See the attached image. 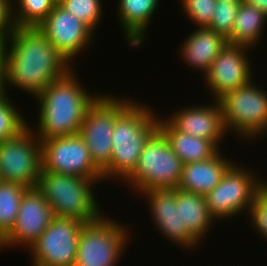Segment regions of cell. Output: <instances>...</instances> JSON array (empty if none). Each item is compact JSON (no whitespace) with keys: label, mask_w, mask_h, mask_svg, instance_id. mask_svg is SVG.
<instances>
[{"label":"cell","mask_w":267,"mask_h":266,"mask_svg":"<svg viewBox=\"0 0 267 266\" xmlns=\"http://www.w3.org/2000/svg\"><path fill=\"white\" fill-rule=\"evenodd\" d=\"M159 2L160 0H119L115 14L128 46L136 49L144 43L147 28L156 15Z\"/></svg>","instance_id":"obj_20"},{"label":"cell","mask_w":267,"mask_h":266,"mask_svg":"<svg viewBox=\"0 0 267 266\" xmlns=\"http://www.w3.org/2000/svg\"><path fill=\"white\" fill-rule=\"evenodd\" d=\"M72 68L38 27H16L7 38L4 92L11 87L35 97Z\"/></svg>","instance_id":"obj_1"},{"label":"cell","mask_w":267,"mask_h":266,"mask_svg":"<svg viewBox=\"0 0 267 266\" xmlns=\"http://www.w3.org/2000/svg\"><path fill=\"white\" fill-rule=\"evenodd\" d=\"M9 96L6 92L0 93V142L17 136L31 125Z\"/></svg>","instance_id":"obj_26"},{"label":"cell","mask_w":267,"mask_h":266,"mask_svg":"<svg viewBox=\"0 0 267 266\" xmlns=\"http://www.w3.org/2000/svg\"><path fill=\"white\" fill-rule=\"evenodd\" d=\"M140 196L145 197L148 204L145 208L150 210L154 227L165 239L184 250L188 249L187 252L201 246L182 225L180 189H153Z\"/></svg>","instance_id":"obj_13"},{"label":"cell","mask_w":267,"mask_h":266,"mask_svg":"<svg viewBox=\"0 0 267 266\" xmlns=\"http://www.w3.org/2000/svg\"><path fill=\"white\" fill-rule=\"evenodd\" d=\"M255 173L252 167L249 170L248 166L235 161L220 183L205 195L208 210L215 220H229L248 212L255 194L266 183V179H259Z\"/></svg>","instance_id":"obj_9"},{"label":"cell","mask_w":267,"mask_h":266,"mask_svg":"<svg viewBox=\"0 0 267 266\" xmlns=\"http://www.w3.org/2000/svg\"><path fill=\"white\" fill-rule=\"evenodd\" d=\"M234 163V161L226 158L220 149L208 160L184 164L182 177L177 188L205 196L220 183L224 174Z\"/></svg>","instance_id":"obj_19"},{"label":"cell","mask_w":267,"mask_h":266,"mask_svg":"<svg viewBox=\"0 0 267 266\" xmlns=\"http://www.w3.org/2000/svg\"><path fill=\"white\" fill-rule=\"evenodd\" d=\"M54 217L50 204L41 192L36 187L28 188L21 199L13 228L4 238L6 249H17V246L28 249L48 228Z\"/></svg>","instance_id":"obj_16"},{"label":"cell","mask_w":267,"mask_h":266,"mask_svg":"<svg viewBox=\"0 0 267 266\" xmlns=\"http://www.w3.org/2000/svg\"><path fill=\"white\" fill-rule=\"evenodd\" d=\"M243 2L255 6L267 15V0H243Z\"/></svg>","instance_id":"obj_33"},{"label":"cell","mask_w":267,"mask_h":266,"mask_svg":"<svg viewBox=\"0 0 267 266\" xmlns=\"http://www.w3.org/2000/svg\"><path fill=\"white\" fill-rule=\"evenodd\" d=\"M13 0H0V37L8 38L16 28L13 20Z\"/></svg>","instance_id":"obj_31"},{"label":"cell","mask_w":267,"mask_h":266,"mask_svg":"<svg viewBox=\"0 0 267 266\" xmlns=\"http://www.w3.org/2000/svg\"><path fill=\"white\" fill-rule=\"evenodd\" d=\"M266 21L267 15L264 12L255 6L240 2L231 36L227 39L228 43L252 48V51L264 35Z\"/></svg>","instance_id":"obj_22"},{"label":"cell","mask_w":267,"mask_h":266,"mask_svg":"<svg viewBox=\"0 0 267 266\" xmlns=\"http://www.w3.org/2000/svg\"><path fill=\"white\" fill-rule=\"evenodd\" d=\"M119 222L103 214L85 223L79 232L74 266H117L131 241L130 230Z\"/></svg>","instance_id":"obj_7"},{"label":"cell","mask_w":267,"mask_h":266,"mask_svg":"<svg viewBox=\"0 0 267 266\" xmlns=\"http://www.w3.org/2000/svg\"><path fill=\"white\" fill-rule=\"evenodd\" d=\"M74 68L34 97L38 103V120L36 128L31 125V129L40 141L79 134L89 107L101 95L99 92L90 94Z\"/></svg>","instance_id":"obj_2"},{"label":"cell","mask_w":267,"mask_h":266,"mask_svg":"<svg viewBox=\"0 0 267 266\" xmlns=\"http://www.w3.org/2000/svg\"><path fill=\"white\" fill-rule=\"evenodd\" d=\"M120 98L110 93L101 94L89 107L79 130V135L88 147L91 160L102 172L104 181L109 180L116 117L133 101L130 97Z\"/></svg>","instance_id":"obj_8"},{"label":"cell","mask_w":267,"mask_h":266,"mask_svg":"<svg viewBox=\"0 0 267 266\" xmlns=\"http://www.w3.org/2000/svg\"><path fill=\"white\" fill-rule=\"evenodd\" d=\"M239 4V1L217 0L213 19L208 28L228 39L235 24Z\"/></svg>","instance_id":"obj_28"},{"label":"cell","mask_w":267,"mask_h":266,"mask_svg":"<svg viewBox=\"0 0 267 266\" xmlns=\"http://www.w3.org/2000/svg\"><path fill=\"white\" fill-rule=\"evenodd\" d=\"M222 1H239V2H242L243 0H222Z\"/></svg>","instance_id":"obj_35"},{"label":"cell","mask_w":267,"mask_h":266,"mask_svg":"<svg viewBox=\"0 0 267 266\" xmlns=\"http://www.w3.org/2000/svg\"><path fill=\"white\" fill-rule=\"evenodd\" d=\"M217 0H180L187 19L197 27H209L213 19Z\"/></svg>","instance_id":"obj_29"},{"label":"cell","mask_w":267,"mask_h":266,"mask_svg":"<svg viewBox=\"0 0 267 266\" xmlns=\"http://www.w3.org/2000/svg\"><path fill=\"white\" fill-rule=\"evenodd\" d=\"M157 115L149 104L134 100L116 117L109 180H119L122 184L135 170L144 146L159 130Z\"/></svg>","instance_id":"obj_3"},{"label":"cell","mask_w":267,"mask_h":266,"mask_svg":"<svg viewBox=\"0 0 267 266\" xmlns=\"http://www.w3.org/2000/svg\"><path fill=\"white\" fill-rule=\"evenodd\" d=\"M182 225L188 233L201 244L205 235L212 231L216 220L211 216L205 196L181 190ZM211 228V229H210ZM203 239V240H202Z\"/></svg>","instance_id":"obj_23"},{"label":"cell","mask_w":267,"mask_h":266,"mask_svg":"<svg viewBox=\"0 0 267 266\" xmlns=\"http://www.w3.org/2000/svg\"><path fill=\"white\" fill-rule=\"evenodd\" d=\"M158 123L159 131L184 164L208 160L220 150L211 140L176 130L164 117L162 119L160 114Z\"/></svg>","instance_id":"obj_21"},{"label":"cell","mask_w":267,"mask_h":266,"mask_svg":"<svg viewBox=\"0 0 267 266\" xmlns=\"http://www.w3.org/2000/svg\"><path fill=\"white\" fill-rule=\"evenodd\" d=\"M254 81L218 99L227 133L246 142L267 135V91Z\"/></svg>","instance_id":"obj_5"},{"label":"cell","mask_w":267,"mask_h":266,"mask_svg":"<svg viewBox=\"0 0 267 266\" xmlns=\"http://www.w3.org/2000/svg\"><path fill=\"white\" fill-rule=\"evenodd\" d=\"M85 222L54 217L48 228L28 248L32 266H74L79 232ZM32 257V258H31Z\"/></svg>","instance_id":"obj_12"},{"label":"cell","mask_w":267,"mask_h":266,"mask_svg":"<svg viewBox=\"0 0 267 266\" xmlns=\"http://www.w3.org/2000/svg\"><path fill=\"white\" fill-rule=\"evenodd\" d=\"M228 40L208 27H196L180 44V55L187 66L202 72H208L212 62L226 46Z\"/></svg>","instance_id":"obj_18"},{"label":"cell","mask_w":267,"mask_h":266,"mask_svg":"<svg viewBox=\"0 0 267 266\" xmlns=\"http://www.w3.org/2000/svg\"><path fill=\"white\" fill-rule=\"evenodd\" d=\"M41 160L42 170L104 181L79 134L41 140Z\"/></svg>","instance_id":"obj_11"},{"label":"cell","mask_w":267,"mask_h":266,"mask_svg":"<svg viewBox=\"0 0 267 266\" xmlns=\"http://www.w3.org/2000/svg\"><path fill=\"white\" fill-rule=\"evenodd\" d=\"M38 29L73 67L74 57L91 47L96 35L88 25L70 15L58 3Z\"/></svg>","instance_id":"obj_15"},{"label":"cell","mask_w":267,"mask_h":266,"mask_svg":"<svg viewBox=\"0 0 267 266\" xmlns=\"http://www.w3.org/2000/svg\"><path fill=\"white\" fill-rule=\"evenodd\" d=\"M249 50L245 46L227 43L214 59L203 77L213 99L218 100L227 92L236 90L255 78Z\"/></svg>","instance_id":"obj_14"},{"label":"cell","mask_w":267,"mask_h":266,"mask_svg":"<svg viewBox=\"0 0 267 266\" xmlns=\"http://www.w3.org/2000/svg\"><path fill=\"white\" fill-rule=\"evenodd\" d=\"M7 38L0 37V93L4 92Z\"/></svg>","instance_id":"obj_32"},{"label":"cell","mask_w":267,"mask_h":266,"mask_svg":"<svg viewBox=\"0 0 267 266\" xmlns=\"http://www.w3.org/2000/svg\"><path fill=\"white\" fill-rule=\"evenodd\" d=\"M184 163L158 130L146 143L135 170L123 181L135 193L178 187Z\"/></svg>","instance_id":"obj_6"},{"label":"cell","mask_w":267,"mask_h":266,"mask_svg":"<svg viewBox=\"0 0 267 266\" xmlns=\"http://www.w3.org/2000/svg\"><path fill=\"white\" fill-rule=\"evenodd\" d=\"M41 169V141L29 125L17 136L0 142L2 181L35 188Z\"/></svg>","instance_id":"obj_10"},{"label":"cell","mask_w":267,"mask_h":266,"mask_svg":"<svg viewBox=\"0 0 267 266\" xmlns=\"http://www.w3.org/2000/svg\"><path fill=\"white\" fill-rule=\"evenodd\" d=\"M246 215L251 219L250 224L253 226L254 232L267 240V181L255 194Z\"/></svg>","instance_id":"obj_30"},{"label":"cell","mask_w":267,"mask_h":266,"mask_svg":"<svg viewBox=\"0 0 267 266\" xmlns=\"http://www.w3.org/2000/svg\"><path fill=\"white\" fill-rule=\"evenodd\" d=\"M12 3L15 27H38L58 0H14Z\"/></svg>","instance_id":"obj_25"},{"label":"cell","mask_w":267,"mask_h":266,"mask_svg":"<svg viewBox=\"0 0 267 266\" xmlns=\"http://www.w3.org/2000/svg\"><path fill=\"white\" fill-rule=\"evenodd\" d=\"M58 4L93 31L98 28L103 13L101 0H58Z\"/></svg>","instance_id":"obj_27"},{"label":"cell","mask_w":267,"mask_h":266,"mask_svg":"<svg viewBox=\"0 0 267 266\" xmlns=\"http://www.w3.org/2000/svg\"><path fill=\"white\" fill-rule=\"evenodd\" d=\"M5 249L4 238L0 235V250Z\"/></svg>","instance_id":"obj_34"},{"label":"cell","mask_w":267,"mask_h":266,"mask_svg":"<svg viewBox=\"0 0 267 266\" xmlns=\"http://www.w3.org/2000/svg\"><path fill=\"white\" fill-rule=\"evenodd\" d=\"M208 103L179 107V111H173L171 117L168 115L164 118L176 130L211 140L220 149L224 136L228 134L223 123L221 106L215 99L211 100L210 105Z\"/></svg>","instance_id":"obj_17"},{"label":"cell","mask_w":267,"mask_h":266,"mask_svg":"<svg viewBox=\"0 0 267 266\" xmlns=\"http://www.w3.org/2000/svg\"><path fill=\"white\" fill-rule=\"evenodd\" d=\"M96 184V181L88 178L41 169L36 188L50 204L55 217L73 218L89 223L105 213L100 208L99 199H96Z\"/></svg>","instance_id":"obj_4"},{"label":"cell","mask_w":267,"mask_h":266,"mask_svg":"<svg viewBox=\"0 0 267 266\" xmlns=\"http://www.w3.org/2000/svg\"><path fill=\"white\" fill-rule=\"evenodd\" d=\"M27 189L20 184L6 181L0 182V235L3 238L13 228L21 199Z\"/></svg>","instance_id":"obj_24"}]
</instances>
